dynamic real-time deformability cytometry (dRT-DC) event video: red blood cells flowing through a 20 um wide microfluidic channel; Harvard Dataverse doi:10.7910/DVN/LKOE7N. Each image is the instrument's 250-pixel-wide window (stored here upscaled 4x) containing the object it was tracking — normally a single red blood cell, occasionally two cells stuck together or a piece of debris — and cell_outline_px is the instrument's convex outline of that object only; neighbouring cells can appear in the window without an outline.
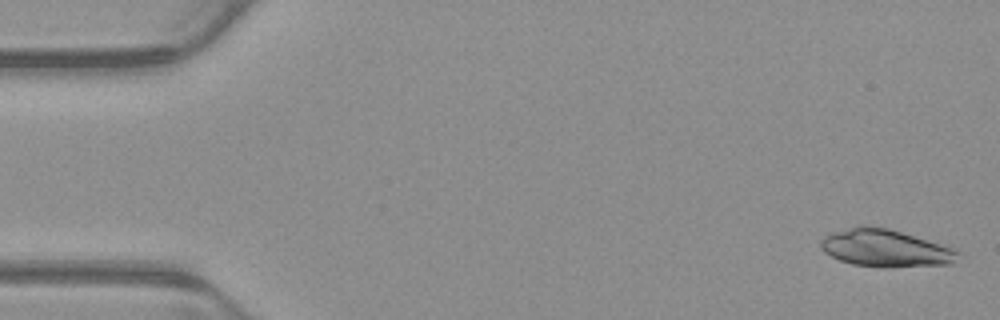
{"species": "common noctule bat (a hibernating species)", "species_latin": "Nyctalus noctula", "temperature_condition": "warm", "stored_images_in_passage": 16, "camera_frame_rate_fps": 3000, "um_per_image_px": 0.085, "animal": {"sex": "male", "body_mass_g": 23.1, "forearm_length_mm": 52.7}, "frame": {"image": 1, "passage_image": 1, "time_ms": 0.0, "image_size_px": [1000, 320], "cell_outline_px": [[960, 252], [952, 264], [888, 268], [852, 264], [840, 260], [824, 252], [820, 248], [820, 240], [824, 236], [832, 232], [860, 224], [864, 224], [888, 228], [956, 248]], "centroid_in_image_um": [75.25, 21.09], "position_along_channel_um": 9.8, "area_um2": 30.29}}